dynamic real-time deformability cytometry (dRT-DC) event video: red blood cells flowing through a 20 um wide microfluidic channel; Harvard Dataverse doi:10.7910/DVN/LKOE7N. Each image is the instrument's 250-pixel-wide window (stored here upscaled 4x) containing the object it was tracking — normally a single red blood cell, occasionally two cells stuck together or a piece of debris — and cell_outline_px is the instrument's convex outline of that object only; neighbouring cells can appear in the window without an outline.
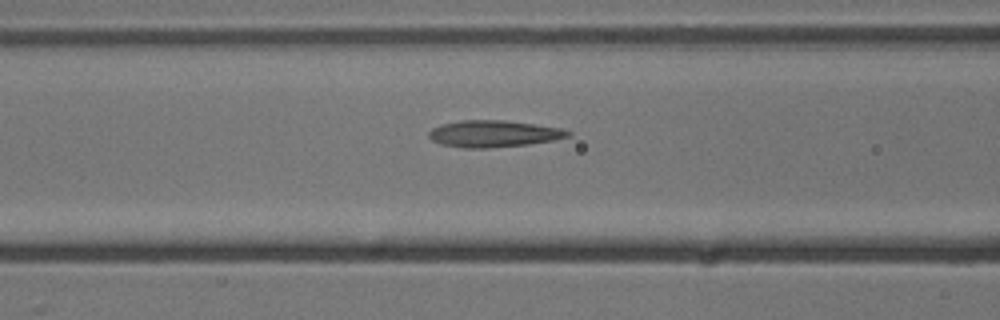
{"species": "common noctule bat (a hibernating species)", "species_latin": "Nyctalus noctula", "temperature_condition": "cold", "stored_images_in_passage": 6, "segment_of_instrument_passage": [2, 2], "camera_frame_rate_fps": 3000, "um_per_image_px": 0.085, "animal": {"sex": "male", "body_mass_g": 13.3}, "frame": {"image": 1, "passage_image": 6, "time_ms": 5.667, "image_size_px": [1000, 320], "cell_outline_px": [[572, 136], [552, 140], [528, 144], [488, 148], [464, 148], [440, 144], [432, 140], [428, 136], [428, 132], [432, 128], [440, 124], [460, 120], [504, 120], [560, 128], [572, 132]], "centroid_in_image_um": [41.92, 11.37], "position_along_channel_um": 124.7, "area_um2": 21.68}}